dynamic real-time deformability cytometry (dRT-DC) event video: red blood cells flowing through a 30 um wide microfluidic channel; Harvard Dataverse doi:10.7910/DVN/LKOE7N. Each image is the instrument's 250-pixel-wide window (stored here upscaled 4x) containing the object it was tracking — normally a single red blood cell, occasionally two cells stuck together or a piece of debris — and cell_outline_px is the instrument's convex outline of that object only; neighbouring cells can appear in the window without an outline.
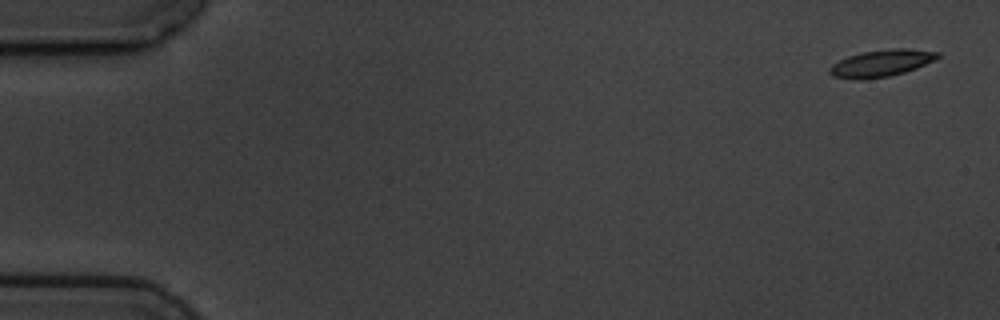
{"species": "common noctule bat (a hibernating species)", "species_latin": "Nyctalus noctula", "temperature_condition": "cold", "stored_images_in_passage": 4, "camera_frame_rate_fps": 3000, "um_per_image_px": 0.085, "animal": {"sex": "male", "body_mass_g": 19.5, "forearm_length_mm": 54.6}, "frame": {"image": 1, "passage_image": 1, "time_ms": 0.0, "image_size_px": [1000, 320], "cell_outline_px": [[940, 56], [936, 60], [916, 68], [904, 72], [888, 76], [860, 80], [856, 80], [832, 76], [828, 72], [828, 68], [832, 64], [848, 56], [864, 52], [896, 48], [908, 48], [940, 52]], "centroid_in_image_um": [74.92, 5.37], "position_along_channel_um": 10.1, "area_um2": 16.94}}